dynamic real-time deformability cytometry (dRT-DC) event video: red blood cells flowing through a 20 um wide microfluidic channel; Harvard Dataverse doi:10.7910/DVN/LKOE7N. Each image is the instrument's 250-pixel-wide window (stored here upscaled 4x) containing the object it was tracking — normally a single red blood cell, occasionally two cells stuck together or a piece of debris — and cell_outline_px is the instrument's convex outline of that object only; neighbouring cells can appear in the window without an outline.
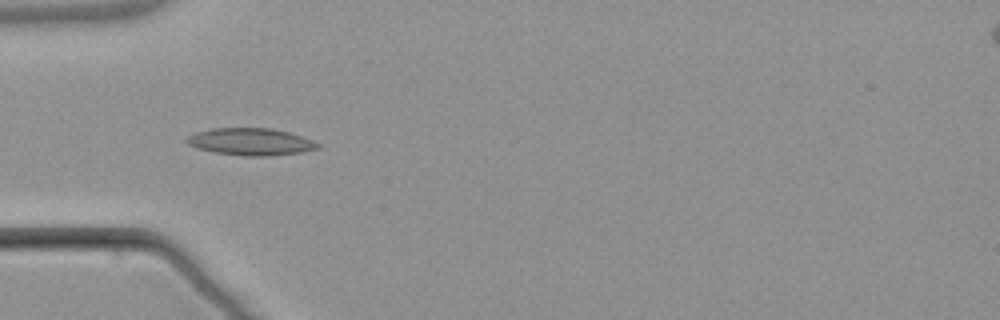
{"species": "common noctule bat (a hibernating species)", "species_latin": "Nyctalus noctula", "temperature_condition": "warm", "stored_images_in_passage": 7, "camera_frame_rate_fps": 3000, "um_per_image_px": 0.085, "animal": {"sex": "male", "body_mass_g": 21.5, "forearm_length_mm": 52.0}, "frame": {"image": 1, "passage_image": 5, "time_ms": 5.667, "image_size_px": [1000, 320], "cell_outline_px": [[320, 148], [300, 152], [268, 156], [244, 156], [216, 152], [196, 148], [188, 144], [184, 140], [188, 136], [196, 132], [212, 128], [272, 128], [288, 132], [312, 140], [320, 144]], "centroid_in_image_um": [21.29, 12.04], "position_along_channel_um": 63.7, "area_um2": 20.63}}
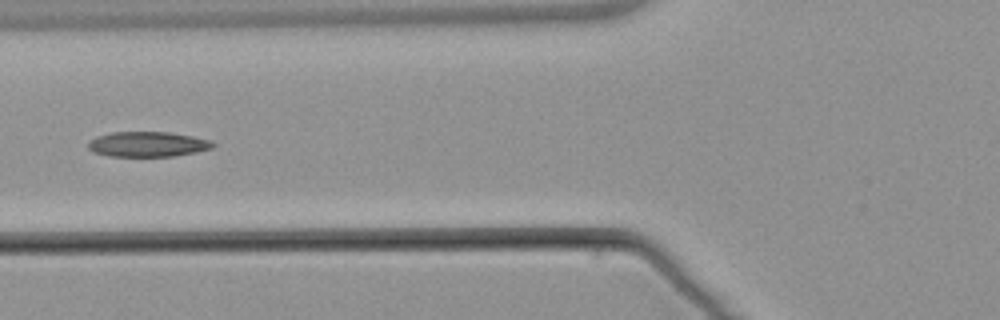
{"frame": {"image": 2, "passage_image": 6, "time_ms": 7.0, "image_size_px": [1000, 320], "cell_outline_px": [[216, 144], [212, 148], [196, 152], [172, 156], [108, 156], [92, 152], [88, 148], [88, 140], [96, 136], [112, 132], [168, 132], [192, 136], [212, 140]], "centroid_in_image_um": [12.53, 12.25], "position_along_channel_um": 113.3, "area_um2": 18.38}}
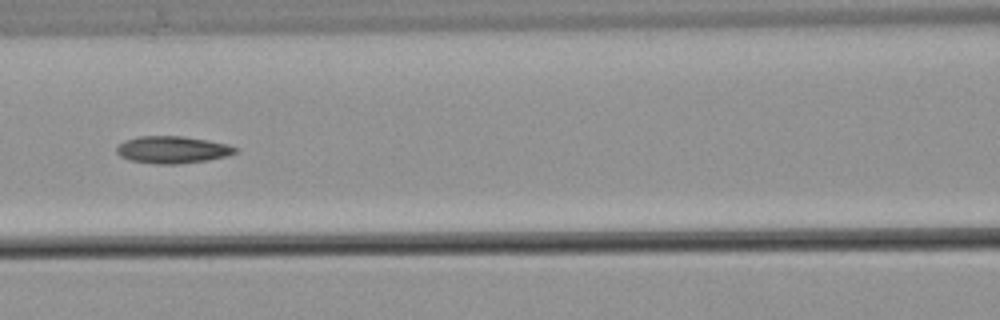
{"frame": {"image": 3, "passage_image": 7, "time_ms": 8.0, "image_size_px": [1000, 320], "cell_outline_px": [[236, 152], [228, 156], [208, 160], [180, 164], [152, 164], [128, 160], [120, 156], [116, 152], [116, 148], [124, 140], [140, 136], [180, 136], [208, 140], [228, 144], [236, 148]], "centroid_in_image_um": [14.63, 12.73], "position_along_channel_um": 152.0, "area_um2": 18.9}}